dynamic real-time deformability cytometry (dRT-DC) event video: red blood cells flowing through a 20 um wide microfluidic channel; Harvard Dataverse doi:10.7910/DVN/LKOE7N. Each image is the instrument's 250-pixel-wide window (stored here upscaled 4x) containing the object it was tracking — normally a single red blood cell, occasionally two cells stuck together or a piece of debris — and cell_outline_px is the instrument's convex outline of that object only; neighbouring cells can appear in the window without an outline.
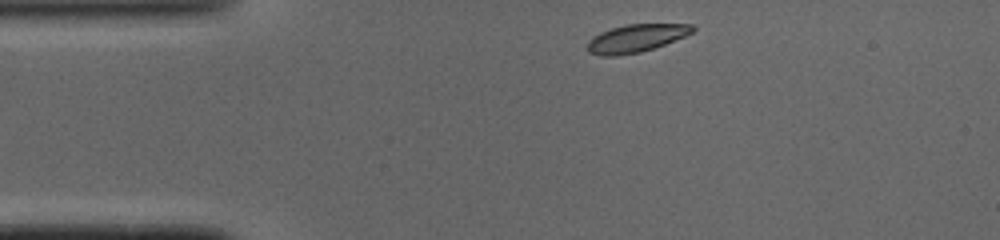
{"species": "common noctule bat (a hibernating species)", "species_latin": "Nyctalus noctula", "temperature_condition": "cold", "stored_images_in_passage": 41, "camera_frame_rate_fps": 3000, "um_per_image_px": 0.085, "animal": {"sex": "male", "body_mass_g": 19.0, "forearm_length_mm": 50.8}, "frame": {"image": 1, "passage_image": 1, "time_ms": 0.0, "image_size_px": [1000, 240], "cell_outline_px": [[696, 28], [692, 32], [684, 36], [664, 44], [640, 52], [616, 56], [600, 56], [588, 52], [588, 40], [592, 36], [600, 32], [624, 24], [692, 24]], "centroid_in_image_um": [54.02, 3.25], "position_along_channel_um": 31.0, "area_um2": 16.99}}
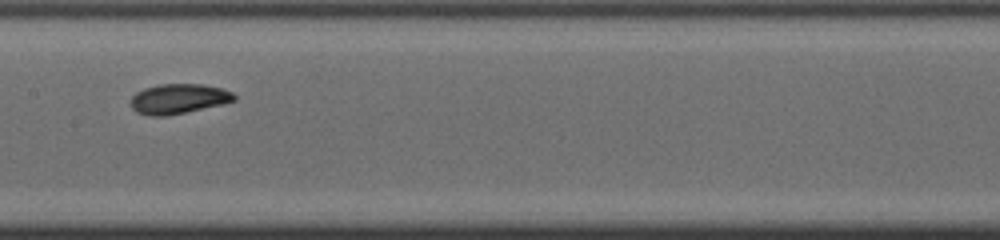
{"frame": {"image": 2, "passage_image": 16, "time_ms": 5.0, "image_size_px": [1000, 240], "cell_outline_px": [[236, 100], [220, 104], [184, 112], [164, 116], [148, 116], [136, 112], [132, 108], [132, 96], [136, 92], [144, 88], [160, 84], [204, 84], [220, 88], [232, 92], [236, 96]], "centroid_in_image_um": [15.15, 8.39], "position_along_channel_um": 192.3, "area_um2": 17.8}}
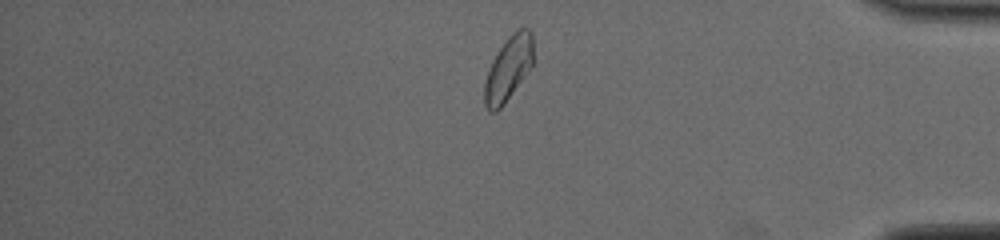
{"frame": {"image": 3, "passage_image": 33, "time_ms": 10.667, "image_size_px": [1000, 240], "cell_outline_px": [[532, 68], [504, 104], [496, 112], [488, 112], [484, 104], [484, 80], [488, 68], [496, 52], [508, 36], [516, 28], [528, 28], [532, 32]], "centroid_in_image_um": [43.19, 5.84], "position_along_channel_um": 392.0, "area_um2": 18.67}, "authors_computed_cell_mechanics": {"area_um2": 17.8024, "velocity_mm_per_s": 4.0468, "shape_relaxation_time_tau1_ms": 2.5027, "shape_relaxation_time_tau2_ms": 3.6203, "deformation_change_tau1": 0.1193, "deformation_change_tau2": 0.0776}}